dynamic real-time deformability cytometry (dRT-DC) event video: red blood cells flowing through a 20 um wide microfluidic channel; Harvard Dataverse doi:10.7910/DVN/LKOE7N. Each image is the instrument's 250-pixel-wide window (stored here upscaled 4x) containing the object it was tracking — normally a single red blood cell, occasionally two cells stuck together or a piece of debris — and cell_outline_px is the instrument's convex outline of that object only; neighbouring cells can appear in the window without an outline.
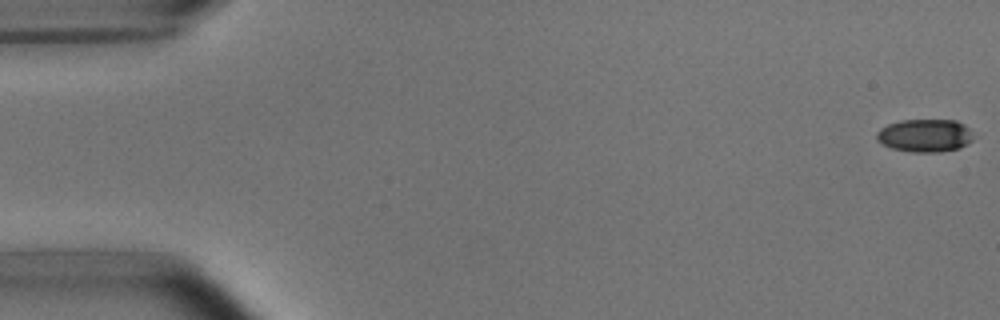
{"species": "common noctule bat (a hibernating species)", "species_latin": "Nyctalus noctula", "temperature_condition": "room temperature", "stored_images_in_passage": 7, "camera_frame_rate_fps": 3000, "um_per_image_px": 0.085, "animal": {"sex": "male", "body_mass_g": 15.6}, "frame": {"image": 1, "passage_image": 1, "time_ms": 0.0, "image_size_px": [1000, 320], "cell_outline_px": [[972, 140], [968, 144], [960, 148], [940, 152], [912, 152], [892, 148], [876, 140], [876, 132], [880, 128], [888, 124], [900, 120], [956, 120], [964, 124], [968, 128], [972, 136]], "centroid_in_image_um": [78.61, 11.52], "position_along_channel_um": 6.4, "area_um2": 18.61}}